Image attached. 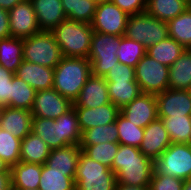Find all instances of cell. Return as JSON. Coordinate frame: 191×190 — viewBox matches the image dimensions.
<instances>
[{
	"label": "cell",
	"instance_id": "cell-1",
	"mask_svg": "<svg viewBox=\"0 0 191 190\" xmlns=\"http://www.w3.org/2000/svg\"><path fill=\"white\" fill-rule=\"evenodd\" d=\"M118 184L149 187L154 172V161L141 153L139 148L119 145L112 163Z\"/></svg>",
	"mask_w": 191,
	"mask_h": 190
},
{
	"label": "cell",
	"instance_id": "cell-2",
	"mask_svg": "<svg viewBox=\"0 0 191 190\" xmlns=\"http://www.w3.org/2000/svg\"><path fill=\"white\" fill-rule=\"evenodd\" d=\"M32 132L39 136L51 149L72 144L79 145L82 133L74 107L55 120L33 117Z\"/></svg>",
	"mask_w": 191,
	"mask_h": 190
},
{
	"label": "cell",
	"instance_id": "cell-3",
	"mask_svg": "<svg viewBox=\"0 0 191 190\" xmlns=\"http://www.w3.org/2000/svg\"><path fill=\"white\" fill-rule=\"evenodd\" d=\"M90 75L91 63L88 58L63 57L54 68L52 88L74 103Z\"/></svg>",
	"mask_w": 191,
	"mask_h": 190
},
{
	"label": "cell",
	"instance_id": "cell-4",
	"mask_svg": "<svg viewBox=\"0 0 191 190\" xmlns=\"http://www.w3.org/2000/svg\"><path fill=\"white\" fill-rule=\"evenodd\" d=\"M63 57L88 58L94 33L90 23L65 19L51 31Z\"/></svg>",
	"mask_w": 191,
	"mask_h": 190
},
{
	"label": "cell",
	"instance_id": "cell-5",
	"mask_svg": "<svg viewBox=\"0 0 191 190\" xmlns=\"http://www.w3.org/2000/svg\"><path fill=\"white\" fill-rule=\"evenodd\" d=\"M76 190H114L117 184L112 169L86 156L82 151L75 174Z\"/></svg>",
	"mask_w": 191,
	"mask_h": 190
},
{
	"label": "cell",
	"instance_id": "cell-6",
	"mask_svg": "<svg viewBox=\"0 0 191 190\" xmlns=\"http://www.w3.org/2000/svg\"><path fill=\"white\" fill-rule=\"evenodd\" d=\"M62 58L61 48L52 32L41 31L23 38V60L54 69Z\"/></svg>",
	"mask_w": 191,
	"mask_h": 190
},
{
	"label": "cell",
	"instance_id": "cell-7",
	"mask_svg": "<svg viewBox=\"0 0 191 190\" xmlns=\"http://www.w3.org/2000/svg\"><path fill=\"white\" fill-rule=\"evenodd\" d=\"M120 38L121 36L111 34L93 33L88 55L92 75L105 77L119 63L116 52Z\"/></svg>",
	"mask_w": 191,
	"mask_h": 190
},
{
	"label": "cell",
	"instance_id": "cell-8",
	"mask_svg": "<svg viewBox=\"0 0 191 190\" xmlns=\"http://www.w3.org/2000/svg\"><path fill=\"white\" fill-rule=\"evenodd\" d=\"M124 36L142 43L147 49L169 37L168 25L146 12L129 15Z\"/></svg>",
	"mask_w": 191,
	"mask_h": 190
},
{
	"label": "cell",
	"instance_id": "cell-9",
	"mask_svg": "<svg viewBox=\"0 0 191 190\" xmlns=\"http://www.w3.org/2000/svg\"><path fill=\"white\" fill-rule=\"evenodd\" d=\"M169 175L182 180L191 178V145L189 143H171L154 161V172Z\"/></svg>",
	"mask_w": 191,
	"mask_h": 190
},
{
	"label": "cell",
	"instance_id": "cell-10",
	"mask_svg": "<svg viewBox=\"0 0 191 190\" xmlns=\"http://www.w3.org/2000/svg\"><path fill=\"white\" fill-rule=\"evenodd\" d=\"M135 79L142 93L156 95L169 88V67L145 54L135 67Z\"/></svg>",
	"mask_w": 191,
	"mask_h": 190
},
{
	"label": "cell",
	"instance_id": "cell-11",
	"mask_svg": "<svg viewBox=\"0 0 191 190\" xmlns=\"http://www.w3.org/2000/svg\"><path fill=\"white\" fill-rule=\"evenodd\" d=\"M129 15L111 0L97 4L91 23L94 32L124 36Z\"/></svg>",
	"mask_w": 191,
	"mask_h": 190
},
{
	"label": "cell",
	"instance_id": "cell-12",
	"mask_svg": "<svg viewBox=\"0 0 191 190\" xmlns=\"http://www.w3.org/2000/svg\"><path fill=\"white\" fill-rule=\"evenodd\" d=\"M73 107V103L54 88L37 91L31 110L33 117L57 119Z\"/></svg>",
	"mask_w": 191,
	"mask_h": 190
},
{
	"label": "cell",
	"instance_id": "cell-13",
	"mask_svg": "<svg viewBox=\"0 0 191 190\" xmlns=\"http://www.w3.org/2000/svg\"><path fill=\"white\" fill-rule=\"evenodd\" d=\"M8 12L11 37L23 39L41 32L31 0L18 3Z\"/></svg>",
	"mask_w": 191,
	"mask_h": 190
},
{
	"label": "cell",
	"instance_id": "cell-14",
	"mask_svg": "<svg viewBox=\"0 0 191 190\" xmlns=\"http://www.w3.org/2000/svg\"><path fill=\"white\" fill-rule=\"evenodd\" d=\"M120 113L136 126L145 128L158 119L156 95L142 93L120 109Z\"/></svg>",
	"mask_w": 191,
	"mask_h": 190
},
{
	"label": "cell",
	"instance_id": "cell-15",
	"mask_svg": "<svg viewBox=\"0 0 191 190\" xmlns=\"http://www.w3.org/2000/svg\"><path fill=\"white\" fill-rule=\"evenodd\" d=\"M170 137L161 119L150 122L144 128V137L139 150L152 161L158 159L170 146Z\"/></svg>",
	"mask_w": 191,
	"mask_h": 190
},
{
	"label": "cell",
	"instance_id": "cell-16",
	"mask_svg": "<svg viewBox=\"0 0 191 190\" xmlns=\"http://www.w3.org/2000/svg\"><path fill=\"white\" fill-rule=\"evenodd\" d=\"M158 116L191 115V91L167 89L156 94Z\"/></svg>",
	"mask_w": 191,
	"mask_h": 190
},
{
	"label": "cell",
	"instance_id": "cell-17",
	"mask_svg": "<svg viewBox=\"0 0 191 190\" xmlns=\"http://www.w3.org/2000/svg\"><path fill=\"white\" fill-rule=\"evenodd\" d=\"M111 103L104 77L90 75L80 91L73 107L97 108Z\"/></svg>",
	"mask_w": 191,
	"mask_h": 190
},
{
	"label": "cell",
	"instance_id": "cell-18",
	"mask_svg": "<svg viewBox=\"0 0 191 190\" xmlns=\"http://www.w3.org/2000/svg\"><path fill=\"white\" fill-rule=\"evenodd\" d=\"M32 113L22 108L0 107V128L23 139L32 132Z\"/></svg>",
	"mask_w": 191,
	"mask_h": 190
},
{
	"label": "cell",
	"instance_id": "cell-19",
	"mask_svg": "<svg viewBox=\"0 0 191 190\" xmlns=\"http://www.w3.org/2000/svg\"><path fill=\"white\" fill-rule=\"evenodd\" d=\"M81 132L99 125L116 122L120 109L113 103L104 104L97 108L74 107Z\"/></svg>",
	"mask_w": 191,
	"mask_h": 190
},
{
	"label": "cell",
	"instance_id": "cell-20",
	"mask_svg": "<svg viewBox=\"0 0 191 190\" xmlns=\"http://www.w3.org/2000/svg\"><path fill=\"white\" fill-rule=\"evenodd\" d=\"M15 76L22 79L36 92L53 87L54 69L23 60Z\"/></svg>",
	"mask_w": 191,
	"mask_h": 190
},
{
	"label": "cell",
	"instance_id": "cell-21",
	"mask_svg": "<svg viewBox=\"0 0 191 190\" xmlns=\"http://www.w3.org/2000/svg\"><path fill=\"white\" fill-rule=\"evenodd\" d=\"M41 31L51 32L66 19L61 0H31Z\"/></svg>",
	"mask_w": 191,
	"mask_h": 190
},
{
	"label": "cell",
	"instance_id": "cell-22",
	"mask_svg": "<svg viewBox=\"0 0 191 190\" xmlns=\"http://www.w3.org/2000/svg\"><path fill=\"white\" fill-rule=\"evenodd\" d=\"M12 189H37L42 172L41 164L19 162L9 168Z\"/></svg>",
	"mask_w": 191,
	"mask_h": 190
},
{
	"label": "cell",
	"instance_id": "cell-23",
	"mask_svg": "<svg viewBox=\"0 0 191 190\" xmlns=\"http://www.w3.org/2000/svg\"><path fill=\"white\" fill-rule=\"evenodd\" d=\"M81 147L76 144L51 149L45 164L58 172H76Z\"/></svg>",
	"mask_w": 191,
	"mask_h": 190
},
{
	"label": "cell",
	"instance_id": "cell-24",
	"mask_svg": "<svg viewBox=\"0 0 191 190\" xmlns=\"http://www.w3.org/2000/svg\"><path fill=\"white\" fill-rule=\"evenodd\" d=\"M169 89L191 91V49L187 48L169 67Z\"/></svg>",
	"mask_w": 191,
	"mask_h": 190
},
{
	"label": "cell",
	"instance_id": "cell-25",
	"mask_svg": "<svg viewBox=\"0 0 191 190\" xmlns=\"http://www.w3.org/2000/svg\"><path fill=\"white\" fill-rule=\"evenodd\" d=\"M51 148L37 135L30 132L21 140L20 161L33 164H45Z\"/></svg>",
	"mask_w": 191,
	"mask_h": 190
},
{
	"label": "cell",
	"instance_id": "cell-26",
	"mask_svg": "<svg viewBox=\"0 0 191 190\" xmlns=\"http://www.w3.org/2000/svg\"><path fill=\"white\" fill-rule=\"evenodd\" d=\"M189 7V0H146L145 12L161 21L168 22Z\"/></svg>",
	"mask_w": 191,
	"mask_h": 190
},
{
	"label": "cell",
	"instance_id": "cell-27",
	"mask_svg": "<svg viewBox=\"0 0 191 190\" xmlns=\"http://www.w3.org/2000/svg\"><path fill=\"white\" fill-rule=\"evenodd\" d=\"M76 172L52 171L46 164L42 165L39 190H76Z\"/></svg>",
	"mask_w": 191,
	"mask_h": 190
},
{
	"label": "cell",
	"instance_id": "cell-28",
	"mask_svg": "<svg viewBox=\"0 0 191 190\" xmlns=\"http://www.w3.org/2000/svg\"><path fill=\"white\" fill-rule=\"evenodd\" d=\"M23 61V39H0V65L15 73Z\"/></svg>",
	"mask_w": 191,
	"mask_h": 190
},
{
	"label": "cell",
	"instance_id": "cell-29",
	"mask_svg": "<svg viewBox=\"0 0 191 190\" xmlns=\"http://www.w3.org/2000/svg\"><path fill=\"white\" fill-rule=\"evenodd\" d=\"M111 103L122 109L142 94L136 81H106Z\"/></svg>",
	"mask_w": 191,
	"mask_h": 190
},
{
	"label": "cell",
	"instance_id": "cell-30",
	"mask_svg": "<svg viewBox=\"0 0 191 190\" xmlns=\"http://www.w3.org/2000/svg\"><path fill=\"white\" fill-rule=\"evenodd\" d=\"M186 48L173 38L167 37L147 48L146 54L157 62L170 67Z\"/></svg>",
	"mask_w": 191,
	"mask_h": 190
},
{
	"label": "cell",
	"instance_id": "cell-31",
	"mask_svg": "<svg viewBox=\"0 0 191 190\" xmlns=\"http://www.w3.org/2000/svg\"><path fill=\"white\" fill-rule=\"evenodd\" d=\"M162 120L172 143H189L191 115L158 116Z\"/></svg>",
	"mask_w": 191,
	"mask_h": 190
},
{
	"label": "cell",
	"instance_id": "cell-32",
	"mask_svg": "<svg viewBox=\"0 0 191 190\" xmlns=\"http://www.w3.org/2000/svg\"><path fill=\"white\" fill-rule=\"evenodd\" d=\"M67 19L92 23L97 4L93 0H61Z\"/></svg>",
	"mask_w": 191,
	"mask_h": 190
},
{
	"label": "cell",
	"instance_id": "cell-33",
	"mask_svg": "<svg viewBox=\"0 0 191 190\" xmlns=\"http://www.w3.org/2000/svg\"><path fill=\"white\" fill-rule=\"evenodd\" d=\"M167 25L169 37L186 49H191V9L188 7L182 14L169 20Z\"/></svg>",
	"mask_w": 191,
	"mask_h": 190
},
{
	"label": "cell",
	"instance_id": "cell-34",
	"mask_svg": "<svg viewBox=\"0 0 191 190\" xmlns=\"http://www.w3.org/2000/svg\"><path fill=\"white\" fill-rule=\"evenodd\" d=\"M36 91L17 76L11 81V101L7 107L22 108L31 111Z\"/></svg>",
	"mask_w": 191,
	"mask_h": 190
},
{
	"label": "cell",
	"instance_id": "cell-35",
	"mask_svg": "<svg viewBox=\"0 0 191 190\" xmlns=\"http://www.w3.org/2000/svg\"><path fill=\"white\" fill-rule=\"evenodd\" d=\"M105 142H118L116 122L84 130L79 145H97Z\"/></svg>",
	"mask_w": 191,
	"mask_h": 190
},
{
	"label": "cell",
	"instance_id": "cell-36",
	"mask_svg": "<svg viewBox=\"0 0 191 190\" xmlns=\"http://www.w3.org/2000/svg\"><path fill=\"white\" fill-rule=\"evenodd\" d=\"M146 51L147 49L142 43L131 40L126 36H121L116 55L119 63L135 68L137 63L146 54Z\"/></svg>",
	"mask_w": 191,
	"mask_h": 190
},
{
	"label": "cell",
	"instance_id": "cell-37",
	"mask_svg": "<svg viewBox=\"0 0 191 190\" xmlns=\"http://www.w3.org/2000/svg\"><path fill=\"white\" fill-rule=\"evenodd\" d=\"M21 139L0 128V160L8 167L20 162Z\"/></svg>",
	"mask_w": 191,
	"mask_h": 190
},
{
	"label": "cell",
	"instance_id": "cell-38",
	"mask_svg": "<svg viewBox=\"0 0 191 190\" xmlns=\"http://www.w3.org/2000/svg\"><path fill=\"white\" fill-rule=\"evenodd\" d=\"M118 142L122 145L139 148L144 137V128L136 126L121 113L116 119Z\"/></svg>",
	"mask_w": 191,
	"mask_h": 190
},
{
	"label": "cell",
	"instance_id": "cell-39",
	"mask_svg": "<svg viewBox=\"0 0 191 190\" xmlns=\"http://www.w3.org/2000/svg\"><path fill=\"white\" fill-rule=\"evenodd\" d=\"M119 142H105L97 145H79L89 158L112 169V163L119 148Z\"/></svg>",
	"mask_w": 191,
	"mask_h": 190
},
{
	"label": "cell",
	"instance_id": "cell-40",
	"mask_svg": "<svg viewBox=\"0 0 191 190\" xmlns=\"http://www.w3.org/2000/svg\"><path fill=\"white\" fill-rule=\"evenodd\" d=\"M184 180L169 175L153 173L149 190H182Z\"/></svg>",
	"mask_w": 191,
	"mask_h": 190
},
{
	"label": "cell",
	"instance_id": "cell-41",
	"mask_svg": "<svg viewBox=\"0 0 191 190\" xmlns=\"http://www.w3.org/2000/svg\"><path fill=\"white\" fill-rule=\"evenodd\" d=\"M104 78L105 81H136L135 68L117 63Z\"/></svg>",
	"mask_w": 191,
	"mask_h": 190
},
{
	"label": "cell",
	"instance_id": "cell-42",
	"mask_svg": "<svg viewBox=\"0 0 191 190\" xmlns=\"http://www.w3.org/2000/svg\"><path fill=\"white\" fill-rule=\"evenodd\" d=\"M14 73L0 65V107L11 101V81Z\"/></svg>",
	"mask_w": 191,
	"mask_h": 190
},
{
	"label": "cell",
	"instance_id": "cell-43",
	"mask_svg": "<svg viewBox=\"0 0 191 190\" xmlns=\"http://www.w3.org/2000/svg\"><path fill=\"white\" fill-rule=\"evenodd\" d=\"M122 11L128 15H134L145 12L146 0H111Z\"/></svg>",
	"mask_w": 191,
	"mask_h": 190
},
{
	"label": "cell",
	"instance_id": "cell-44",
	"mask_svg": "<svg viewBox=\"0 0 191 190\" xmlns=\"http://www.w3.org/2000/svg\"><path fill=\"white\" fill-rule=\"evenodd\" d=\"M11 37L9 26V12L0 7V39Z\"/></svg>",
	"mask_w": 191,
	"mask_h": 190
},
{
	"label": "cell",
	"instance_id": "cell-45",
	"mask_svg": "<svg viewBox=\"0 0 191 190\" xmlns=\"http://www.w3.org/2000/svg\"><path fill=\"white\" fill-rule=\"evenodd\" d=\"M0 190H12L10 173H0Z\"/></svg>",
	"mask_w": 191,
	"mask_h": 190
},
{
	"label": "cell",
	"instance_id": "cell-46",
	"mask_svg": "<svg viewBox=\"0 0 191 190\" xmlns=\"http://www.w3.org/2000/svg\"><path fill=\"white\" fill-rule=\"evenodd\" d=\"M23 1L24 0H0V7L9 11L18 3H21Z\"/></svg>",
	"mask_w": 191,
	"mask_h": 190
},
{
	"label": "cell",
	"instance_id": "cell-47",
	"mask_svg": "<svg viewBox=\"0 0 191 190\" xmlns=\"http://www.w3.org/2000/svg\"><path fill=\"white\" fill-rule=\"evenodd\" d=\"M114 190H149V187H137L117 183Z\"/></svg>",
	"mask_w": 191,
	"mask_h": 190
},
{
	"label": "cell",
	"instance_id": "cell-48",
	"mask_svg": "<svg viewBox=\"0 0 191 190\" xmlns=\"http://www.w3.org/2000/svg\"><path fill=\"white\" fill-rule=\"evenodd\" d=\"M182 190H191V178L184 180Z\"/></svg>",
	"mask_w": 191,
	"mask_h": 190
},
{
	"label": "cell",
	"instance_id": "cell-49",
	"mask_svg": "<svg viewBox=\"0 0 191 190\" xmlns=\"http://www.w3.org/2000/svg\"><path fill=\"white\" fill-rule=\"evenodd\" d=\"M0 173H10L9 168L0 160Z\"/></svg>",
	"mask_w": 191,
	"mask_h": 190
},
{
	"label": "cell",
	"instance_id": "cell-50",
	"mask_svg": "<svg viewBox=\"0 0 191 190\" xmlns=\"http://www.w3.org/2000/svg\"><path fill=\"white\" fill-rule=\"evenodd\" d=\"M96 4H100V3H103V2H107V1H110V0H93Z\"/></svg>",
	"mask_w": 191,
	"mask_h": 190
},
{
	"label": "cell",
	"instance_id": "cell-51",
	"mask_svg": "<svg viewBox=\"0 0 191 190\" xmlns=\"http://www.w3.org/2000/svg\"><path fill=\"white\" fill-rule=\"evenodd\" d=\"M12 190H39V189L37 188V189H12Z\"/></svg>",
	"mask_w": 191,
	"mask_h": 190
},
{
	"label": "cell",
	"instance_id": "cell-52",
	"mask_svg": "<svg viewBox=\"0 0 191 190\" xmlns=\"http://www.w3.org/2000/svg\"><path fill=\"white\" fill-rule=\"evenodd\" d=\"M189 8L191 9V0H189Z\"/></svg>",
	"mask_w": 191,
	"mask_h": 190
},
{
	"label": "cell",
	"instance_id": "cell-53",
	"mask_svg": "<svg viewBox=\"0 0 191 190\" xmlns=\"http://www.w3.org/2000/svg\"><path fill=\"white\" fill-rule=\"evenodd\" d=\"M189 144L191 145V133H190V139H189Z\"/></svg>",
	"mask_w": 191,
	"mask_h": 190
}]
</instances>
